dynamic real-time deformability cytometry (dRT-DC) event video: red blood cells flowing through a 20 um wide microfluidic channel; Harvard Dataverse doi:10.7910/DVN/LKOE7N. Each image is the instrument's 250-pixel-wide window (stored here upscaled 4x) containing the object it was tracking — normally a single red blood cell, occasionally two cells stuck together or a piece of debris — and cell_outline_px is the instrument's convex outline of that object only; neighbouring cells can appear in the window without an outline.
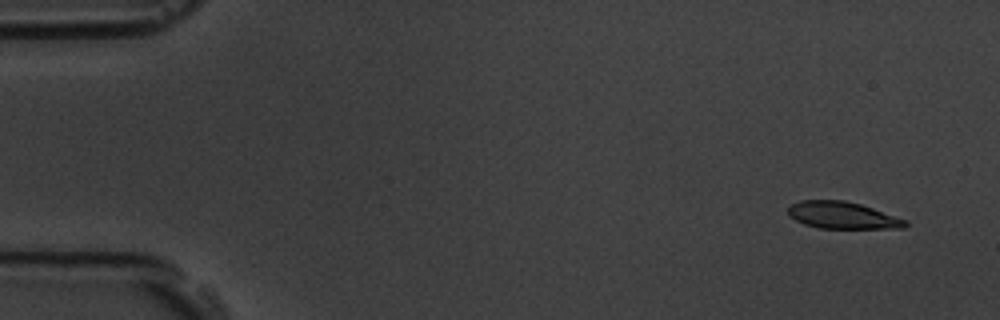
{"species": "common noctule bat (a hibernating species)", "species_latin": "Nyctalus noctula", "temperature_condition": "room temperature", "stored_images_in_passage": 2, "segment_of_instrument_passage": [2, 2], "camera_frame_rate_fps": 3000, "um_per_image_px": 0.085, "animal": {"sex": "male", "body_mass_g": 19.5, "forearm_length_mm": 54.6}, "frame": {"image": 1, "passage_image": 2, "time_ms": 2.0, "image_size_px": [1000, 320], "cell_outline_px": [[908, 224], [904, 228], [820, 228], [804, 224], [796, 220], [788, 212], [788, 208], [792, 204], [800, 200], [844, 200], [860, 204], [908, 220]], "centroid_in_image_um": [71.63, 18.3], "position_along_channel_um": 13.4, "area_um2": 18.26}}